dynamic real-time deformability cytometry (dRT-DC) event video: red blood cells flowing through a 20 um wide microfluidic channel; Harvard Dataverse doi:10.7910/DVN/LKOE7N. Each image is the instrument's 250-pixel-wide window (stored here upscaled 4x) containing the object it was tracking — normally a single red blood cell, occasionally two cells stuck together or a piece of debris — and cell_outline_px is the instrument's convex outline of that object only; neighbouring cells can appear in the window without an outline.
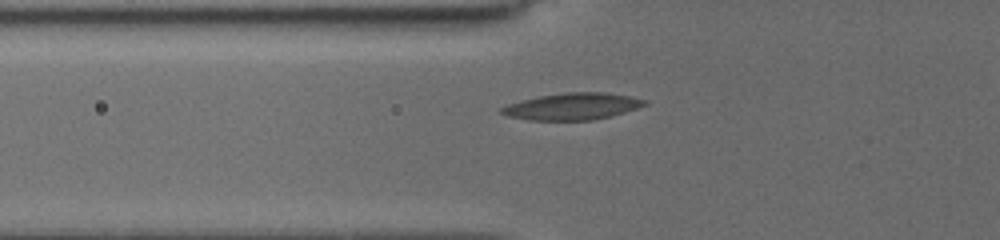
{"species": "common noctule bat (a hibernating species)", "species_latin": "Nyctalus noctula", "temperature_condition": "cold", "stored_images_in_passage": 16, "camera_frame_rate_fps": 3000, "um_per_image_px": 0.085, "animal": {"sex": "female", "body_mass_g": 19.5, "forearm_length_mm": 54.1}, "frame": {"image": 1, "passage_image": 8, "time_ms": 4.333, "image_size_px": [1000, 240], "cell_outline_px": [[648, 104], [612, 116], [592, 120], [528, 120], [508, 116], [500, 112], [500, 108], [508, 104], [540, 96], [568, 92], [604, 92], [628, 96], [644, 100]], "centroid_in_image_um": [48.64, 9.05], "position_along_channel_um": 77.2, "area_um2": 22.02}}
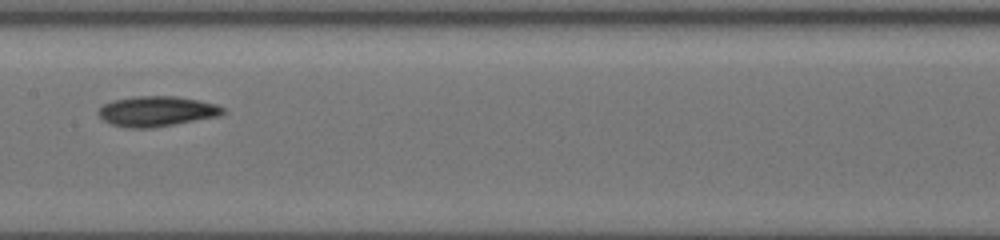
{"frame": {"image": 2, "passage_image": 13, "time_ms": 7.333, "image_size_px": [1000, 240], "cell_outline_px": [[224, 112], [220, 116], [148, 128], [132, 128], [112, 124], [104, 120], [100, 116], [100, 108], [104, 104], [112, 100], [136, 96], [176, 96], [200, 100], [216, 104], [224, 108]], "centroid_in_image_um": [13.35, 9.44], "position_along_channel_um": 194.1, "area_um2": 21.62}}
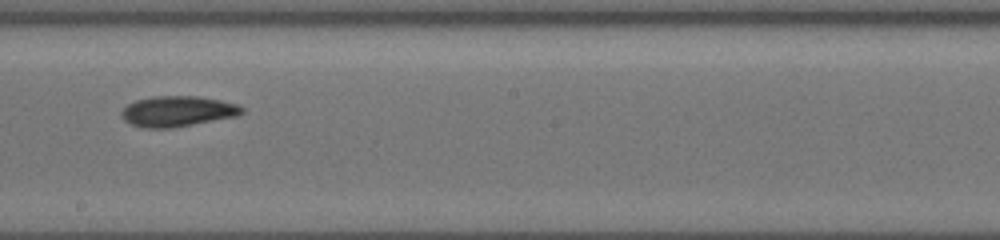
{"frame": {"image": 3, "passage_image": 15, "time_ms": 8.333, "image_size_px": [1000, 240], "cell_outline_px": [[244, 112], [236, 116], [172, 128], [144, 128], [132, 124], [124, 120], [120, 116], [120, 112], [128, 104], [136, 100], [152, 96], [200, 96], [220, 100], [236, 104], [244, 108]], "centroid_in_image_um": [15.07, 9.45], "position_along_channel_um": 233.1, "area_um2": 21.44}}